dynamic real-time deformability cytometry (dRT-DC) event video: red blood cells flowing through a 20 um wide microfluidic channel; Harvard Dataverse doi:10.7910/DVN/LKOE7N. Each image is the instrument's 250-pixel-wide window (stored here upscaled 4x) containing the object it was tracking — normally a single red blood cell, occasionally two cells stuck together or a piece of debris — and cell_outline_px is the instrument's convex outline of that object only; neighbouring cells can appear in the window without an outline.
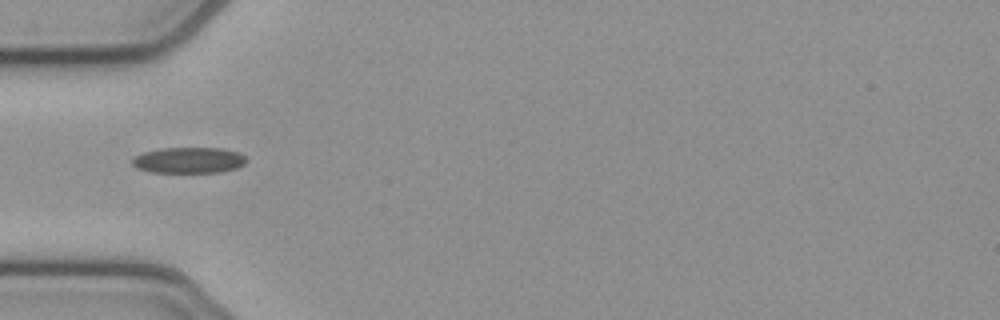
{"species": "common noctule bat (a hibernating species)", "species_latin": "Nyctalus noctula", "temperature_condition": "cold", "stored_images_in_passage": 37, "camera_frame_rate_fps": 3000, "um_per_image_px": 0.085, "animal": {"sex": "female", "body_mass_g": 21.9}, "frame": {"image": 1, "passage_image": 1, "time_ms": 0.0, "image_size_px": [1000, 320], "cell_outline_px": [[248, 160], [244, 164], [236, 168], [220, 172], [148, 172], [136, 168], [132, 164], [132, 156], [144, 152], [160, 148], [220, 148], [240, 152]], "centroid_in_image_um": [16.02, 13.61], "position_along_channel_um": 69.0, "area_um2": 17.4}}
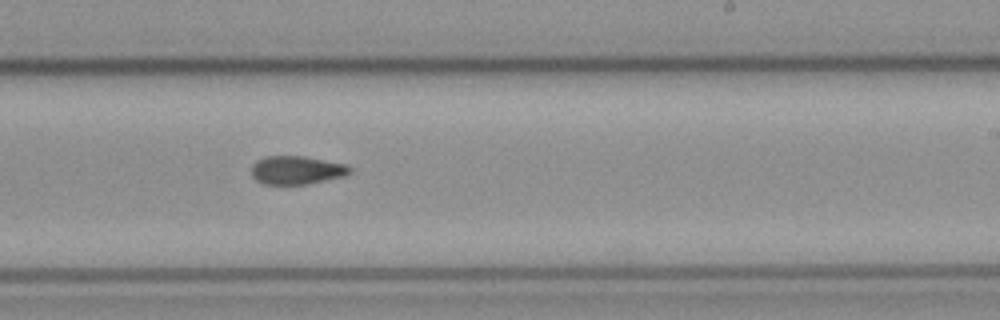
{"frame": {"image": 2, "passage_image": 16, "time_ms": 5.0, "image_size_px": [1000, 320], "cell_outline_px": [[352, 172], [344, 176], [308, 184], [264, 184], [256, 180], [252, 176], [252, 164], [256, 160], [268, 156], [304, 156], [348, 164], [352, 168]], "centroid_in_image_um": [25.24, 14.45], "position_along_channel_um": 263.8, "area_um2": 16.42}}
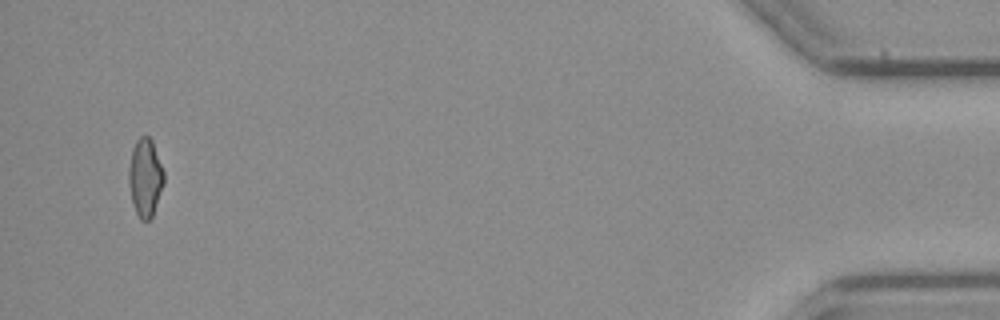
{"frame": {"image": 3, "passage_image": 35, "time_ms": 11.333, "image_size_px": [1000, 320], "cell_outline_px": [[164, 184], [152, 216], [148, 220], [140, 220], [132, 204], [128, 184], [128, 168], [132, 148], [136, 140], [140, 136], [148, 136], [152, 140], [164, 172]], "centroid_in_image_um": [12.32, 15.09], "position_along_channel_um": 422.9, "area_um2": 16.13}, "authors_computed_cell_mechanics": {"area_um2": 16.5308, "velocity_mm_per_s": 3.8661, "shape_relaxation_time_tau1_ms": null, "shape_relaxation_time_tau2_ms": 5.4416, "deformation_change_tau1": null, "deformation_change_tau2": 0.1026}}